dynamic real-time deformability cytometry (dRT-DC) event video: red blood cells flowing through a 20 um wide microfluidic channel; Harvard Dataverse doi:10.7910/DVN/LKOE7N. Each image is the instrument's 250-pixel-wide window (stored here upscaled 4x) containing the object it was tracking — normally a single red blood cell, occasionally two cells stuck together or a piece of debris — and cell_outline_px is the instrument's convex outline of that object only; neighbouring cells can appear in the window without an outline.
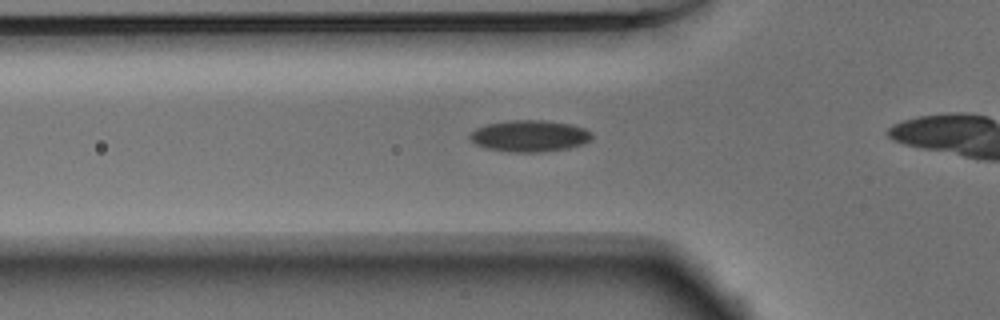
{"species": "Egyptian fruit bat (a non-hibernating species)", "species_latin": "Rousettus aegyptiacus", "temperature_condition": "warm", "stored_images_in_passage": 29, "camera_frame_rate_fps": 3000, "um_per_image_px": 0.085, "animal": {"sex": "male"}, "frame": {"image": 1, "passage_image": 5, "time_ms": 1.333, "image_size_px": [1000, 320], "cell_outline_px": [[592, 136], [584, 144], [568, 148], [540, 152], [508, 152], [484, 148], [476, 144], [468, 136], [476, 128], [488, 124], [512, 120], [544, 120], [568, 124], [584, 128], [592, 132]], "centroid_in_image_um": [45.0, 11.56], "position_along_channel_um": 80.8, "area_um2": 22.31}}
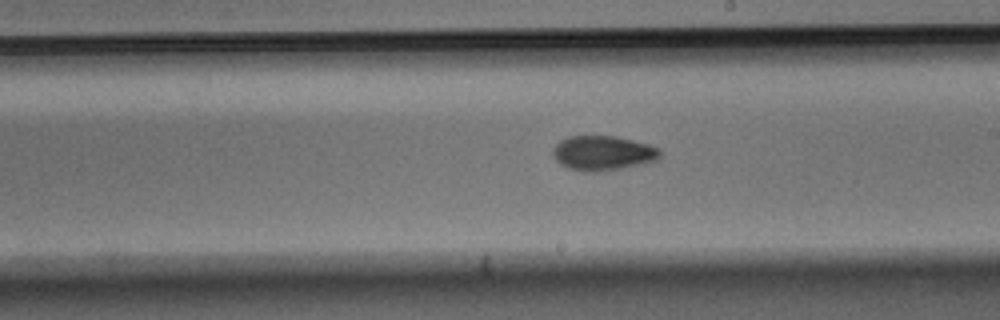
{"frame": {"image": 2, "passage_image": 17, "time_ms": 5.333, "image_size_px": [1000, 320], "cell_outline_px": [[660, 156], [656, 160], [620, 168], [596, 172], [584, 172], [568, 168], [560, 164], [552, 156], [552, 148], [560, 140], [568, 136], [616, 136], [648, 144], [660, 148]], "centroid_in_image_um": [51.19, 13.0], "position_along_channel_um": 237.8, "area_um2": 21.62}}
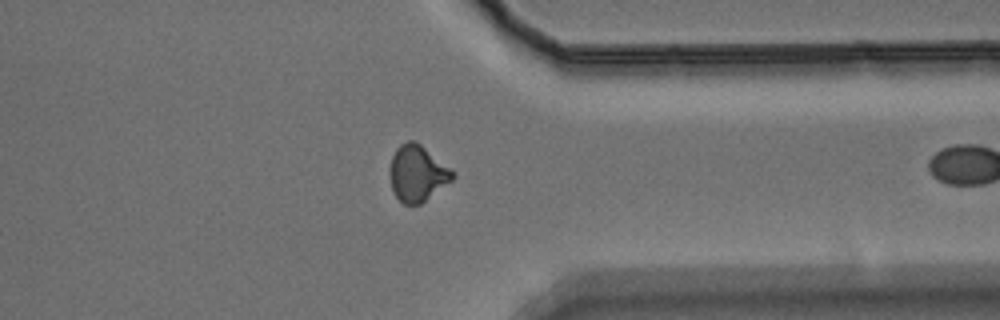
{"frame": {"image": 3, "passage_image": 28, "time_ms": 9.0, "image_size_px": [1000, 320], "cell_outline_px": [[456, 176], [452, 180], [420, 204], [404, 204], [396, 196], [392, 188], [388, 172], [392, 156], [396, 148], [400, 144], [408, 140], [416, 140], [456, 172]], "centroid_in_image_um": [35.47, 14.7], "position_along_channel_um": 375.9, "area_um2": 20.69}}